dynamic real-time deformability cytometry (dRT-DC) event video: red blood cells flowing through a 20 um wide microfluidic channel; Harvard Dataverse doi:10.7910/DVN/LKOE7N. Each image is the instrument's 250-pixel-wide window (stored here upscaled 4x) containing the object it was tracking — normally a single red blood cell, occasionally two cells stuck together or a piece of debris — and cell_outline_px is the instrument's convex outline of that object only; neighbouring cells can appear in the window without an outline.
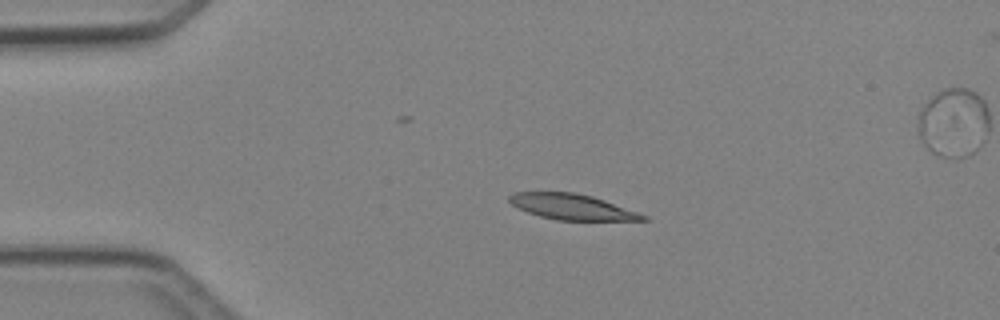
{"species": "Egyptian fruit bat (a non-hibernating species)", "species_latin": "Rousettus aegyptiacus", "temperature_condition": "cold", "stored_images_in_passage": 5, "segment_of_instrument_passage": [1, 2], "camera_frame_rate_fps": 3000, "um_per_image_px": 0.085, "animal": {"sex": "female"}, "frame": {"image": 1, "passage_image": 3, "time_ms": 2.333, "image_size_px": [1000, 320], "cell_outline_px": [[648, 220], [556, 220], [540, 216], [528, 212], [512, 204], [508, 200], [508, 196], [512, 192], [576, 192], [592, 196], [604, 200], [648, 216]], "centroid_in_image_um": [48.6, 17.57], "position_along_channel_um": 36.4, "area_um2": 19.77}}